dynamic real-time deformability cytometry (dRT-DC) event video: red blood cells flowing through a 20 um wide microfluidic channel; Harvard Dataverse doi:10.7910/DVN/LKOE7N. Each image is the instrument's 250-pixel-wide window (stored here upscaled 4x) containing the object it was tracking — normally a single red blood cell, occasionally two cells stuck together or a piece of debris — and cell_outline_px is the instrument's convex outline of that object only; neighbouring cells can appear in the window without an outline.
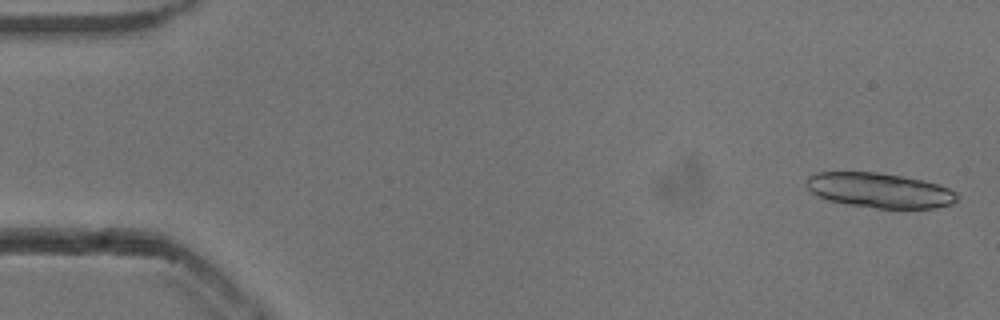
{"species": "common noctule bat (a hibernating species)", "species_latin": "Nyctalus noctula", "temperature_condition": "cold", "stored_images_in_passage": 29, "segment_of_instrument_passage": [1, 2], "camera_frame_rate_fps": 3000, "um_per_image_px": 0.085, "animal": {"sex": "male", "body_mass_g": 13.3}, "frame": {"image": 1, "passage_image": 2, "time_ms": 0.333, "image_size_px": [1000, 320], "cell_outline_px": [[960, 196], [952, 204], [936, 208], [876, 208], [848, 204], [828, 200], [812, 192], [804, 184], [804, 180], [808, 176], [816, 172], [876, 172], [924, 180], [948, 188], [956, 192]], "centroid_in_image_um": [74.75, 16.17], "position_along_channel_um": 10.2, "area_um2": 30.63}}